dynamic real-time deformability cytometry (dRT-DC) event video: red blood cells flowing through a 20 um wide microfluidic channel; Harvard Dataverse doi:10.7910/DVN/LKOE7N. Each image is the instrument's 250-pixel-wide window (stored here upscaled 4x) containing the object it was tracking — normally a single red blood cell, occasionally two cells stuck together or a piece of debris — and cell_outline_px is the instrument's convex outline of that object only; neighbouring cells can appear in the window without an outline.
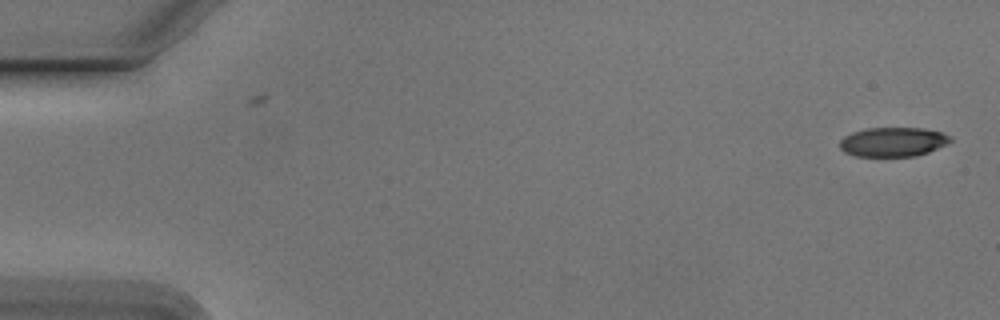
{"species": "Egyptian fruit bat (a non-hibernating species)", "species_latin": "Rousettus aegyptiacus", "temperature_condition": "cold", "stored_images_in_passage": 44, "camera_frame_rate_fps": 3000, "um_per_image_px": 0.085, "animal": {"sex": "male"}, "frame": {"image": 1, "passage_image": 1, "time_ms": 0.0, "image_size_px": [1000, 320], "cell_outline_px": [[952, 140], [928, 152], [916, 156], [856, 156], [844, 152], [840, 148], [840, 140], [844, 136], [852, 132], [868, 128], [924, 128], [940, 132], [952, 136]], "centroid_in_image_um": [75.88, 12.06], "position_along_channel_um": 9.1, "area_um2": 18.79}}
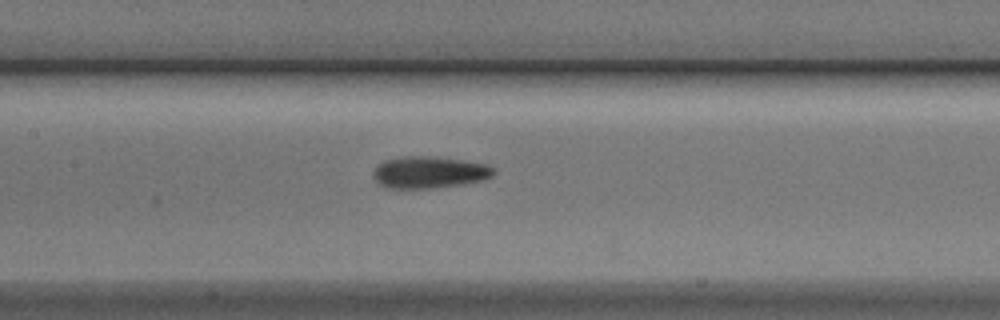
{"frame": {"image": 2, "passage_image": 25, "time_ms": 8.0, "image_size_px": [1000, 320], "cell_outline_px": [[496, 172], [492, 176], [484, 180], [464, 184], [432, 188], [384, 188], [372, 176], [372, 172], [376, 164], [384, 160], [404, 156], [428, 156], [464, 160], [488, 164], [496, 168]], "centroid_in_image_um": [36.49, 14.64], "position_along_channel_um": 170.9, "area_um2": 22.72}}
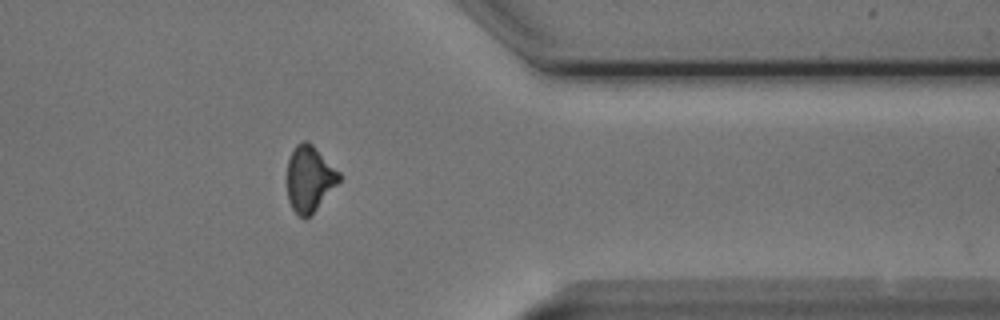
{"frame": {"image": 3, "passage_image": 43, "time_ms": 14.0, "image_size_px": [1000, 320], "cell_outline_px": [[340, 180], [316, 208], [304, 220], [292, 208], [288, 200], [288, 160], [296, 144], [304, 140], [308, 140], [340, 172]], "centroid_in_image_um": [26.3, 15.16], "position_along_channel_um": 385.1, "area_um2": 19.54}}